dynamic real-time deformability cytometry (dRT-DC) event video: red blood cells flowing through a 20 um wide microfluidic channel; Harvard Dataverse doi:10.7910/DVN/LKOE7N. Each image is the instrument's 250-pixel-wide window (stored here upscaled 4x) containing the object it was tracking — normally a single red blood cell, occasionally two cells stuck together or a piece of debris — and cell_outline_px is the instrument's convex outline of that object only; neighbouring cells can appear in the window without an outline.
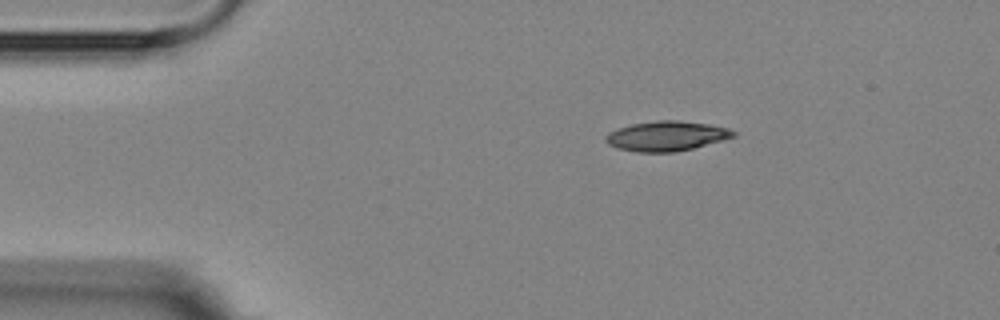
{"species": "Egyptian fruit bat (a non-hibernating species)", "species_latin": "Rousettus aegyptiacus", "temperature_condition": "room temperature", "stored_images_in_passage": 2, "camera_frame_rate_fps": 3000, "um_per_image_px": 0.085, "animal": {"sex": "female"}, "frame": {"image": 1, "passage_image": 1, "time_ms": 0.0, "image_size_px": [1000, 320], "cell_outline_px": [[736, 136], [724, 140], [676, 152], [636, 152], [616, 148], [608, 144], [604, 140], [604, 136], [608, 132], [632, 124], [656, 120], [680, 120], [708, 124], [728, 128], [736, 132]], "centroid_in_image_um": [56.64, 11.56], "position_along_channel_um": 28.4, "area_um2": 22.31}}